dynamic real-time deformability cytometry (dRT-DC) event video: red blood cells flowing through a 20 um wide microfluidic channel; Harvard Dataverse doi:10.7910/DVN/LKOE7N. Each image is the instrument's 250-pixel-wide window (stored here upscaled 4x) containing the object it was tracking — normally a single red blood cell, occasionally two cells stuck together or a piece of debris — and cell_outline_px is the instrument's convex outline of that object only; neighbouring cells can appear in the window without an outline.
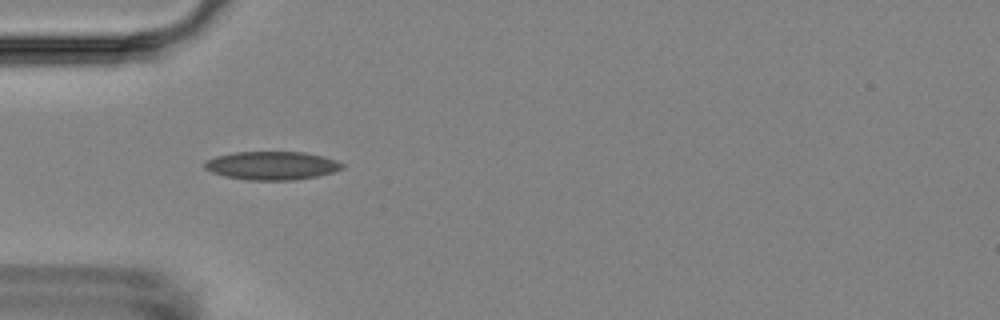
{"species": "Egyptian fruit bat (a non-hibernating species)", "species_latin": "Rousettus aegyptiacus", "temperature_condition": "room temperature", "stored_images_in_passage": 4, "camera_frame_rate_fps": 3000, "um_per_image_px": 0.085, "animal": {"sex": "female"}, "frame": {"image": 1, "passage_image": 3, "time_ms": 2.333, "image_size_px": [1000, 320], "cell_outline_px": [[344, 168], [332, 172], [316, 176], [292, 180], [248, 180], [224, 176], [212, 172], [204, 168], [204, 164], [208, 160], [216, 156], [236, 152], [304, 152], [336, 160], [344, 164]], "centroid_in_image_um": [23.1, 14.08], "position_along_channel_um": 61.9, "area_um2": 22.54}}
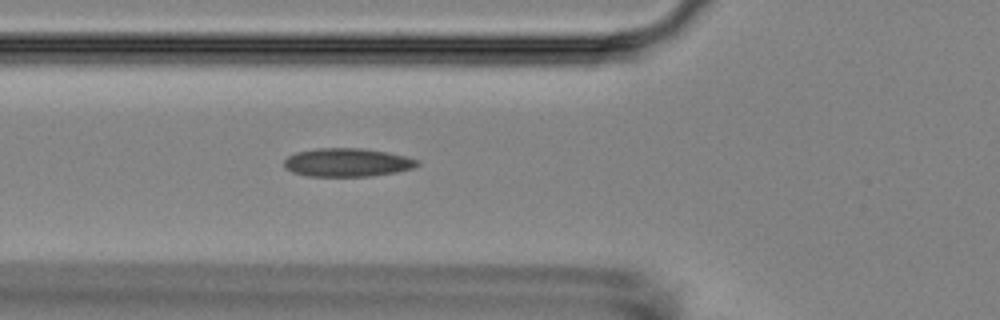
{"frame": {"image": 2, "passage_image": 4, "time_ms": 3.333, "image_size_px": [1000, 320], "cell_outline_px": [[420, 164], [412, 168], [396, 172], [372, 176], [308, 176], [292, 172], [284, 168], [284, 160], [288, 156], [296, 152], [320, 148], [360, 148], [388, 152], [420, 160]], "centroid_in_image_um": [29.51, 13.81], "position_along_channel_um": 96.3, "area_um2": 22.08}}